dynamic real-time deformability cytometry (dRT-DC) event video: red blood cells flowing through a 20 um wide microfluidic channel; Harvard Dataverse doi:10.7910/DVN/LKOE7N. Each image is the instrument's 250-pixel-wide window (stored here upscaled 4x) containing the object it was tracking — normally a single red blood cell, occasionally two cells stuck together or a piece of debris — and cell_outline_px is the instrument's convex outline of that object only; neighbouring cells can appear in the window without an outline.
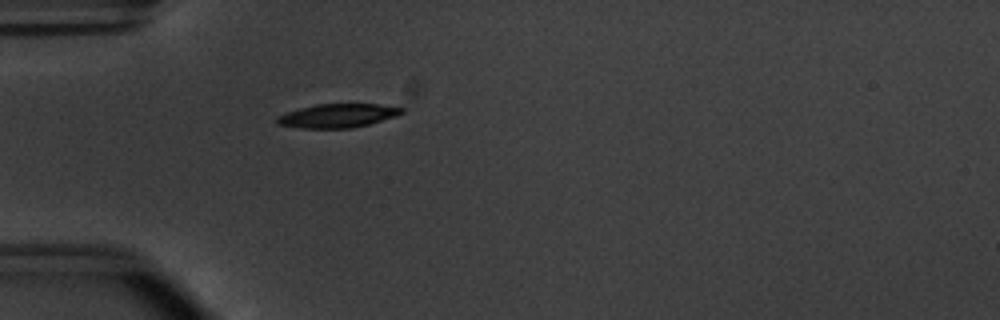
{"species": "common noctule bat (a hibernating species)", "species_latin": "Nyctalus noctula", "temperature_condition": "warm", "stored_images_in_passage": 39, "camera_frame_rate_fps": 3000, "um_per_image_px": 0.085, "animal": {"sex": "male", "body_mass_g": 20.1, "forearm_length_mm": 53.5}, "frame": {"image": 1, "passage_image": 2, "time_ms": 0.333, "image_size_px": [1000, 320], "cell_outline_px": [[404, 112], [396, 116], [368, 124], [352, 128], [300, 128], [280, 124], [276, 120], [276, 116], [300, 108], [316, 104], [376, 104], [404, 108]], "centroid_in_image_um": [28.71, 9.83], "position_along_channel_um": 56.3, "area_um2": 17.05}}
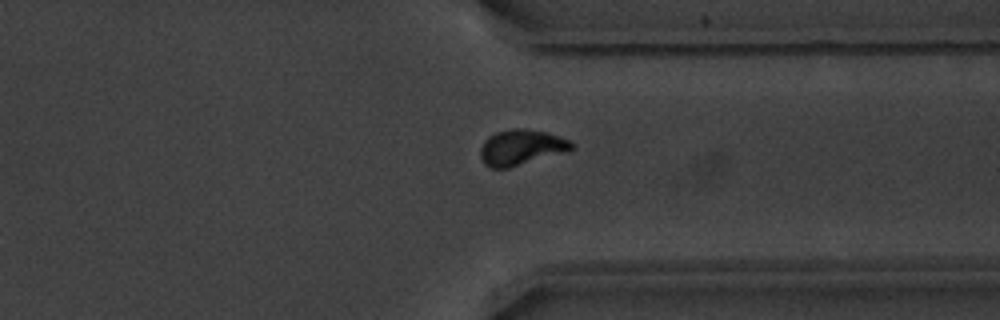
{"frame": {"image": 2, "passage_image": 27, "time_ms": 8.667, "image_size_px": [1000, 320], "cell_outline_px": [[576, 144], [568, 152], [508, 168], [488, 168], [484, 164], [480, 156], [480, 148], [484, 140], [488, 136], [496, 132], [512, 128], [524, 128], [544, 132], [568, 140]], "centroid_in_image_um": [44.28, 12.54], "position_along_channel_um": 367.1, "area_um2": 19.02}}
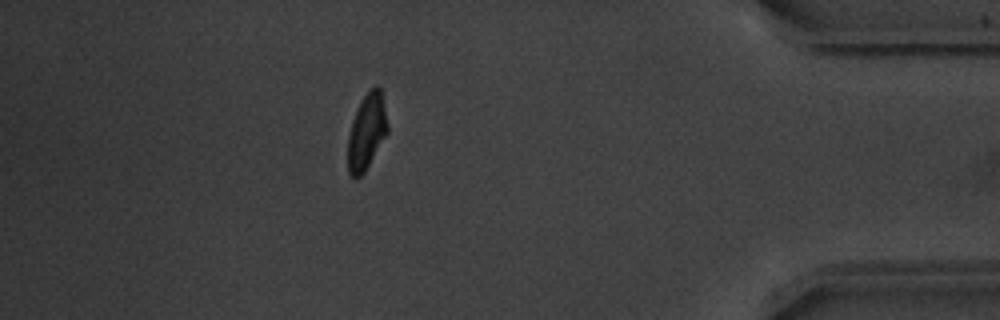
{"frame": {"image": 3, "passage_image": 33, "time_ms": 10.667, "image_size_px": [1000, 320], "cell_outline_px": [[388, 132], [364, 172], [356, 180], [348, 172], [348, 136], [352, 120], [360, 100], [376, 84], [380, 88], [388, 124]], "centroid_in_image_um": [31.16, 11.2], "position_along_channel_um": 404.0, "area_um2": 17.4}, "authors_computed_cell_mechanics": {"area_um2": 18.3226, "velocity_mm_per_s": 3.8161, "shape_relaxation_time_tau1_ms": 2.2368, "shape_relaxation_time_tau2_ms": 10.7417, "deformation_change_tau1": 0.1621, "deformation_change_tau2": 0.0999}}